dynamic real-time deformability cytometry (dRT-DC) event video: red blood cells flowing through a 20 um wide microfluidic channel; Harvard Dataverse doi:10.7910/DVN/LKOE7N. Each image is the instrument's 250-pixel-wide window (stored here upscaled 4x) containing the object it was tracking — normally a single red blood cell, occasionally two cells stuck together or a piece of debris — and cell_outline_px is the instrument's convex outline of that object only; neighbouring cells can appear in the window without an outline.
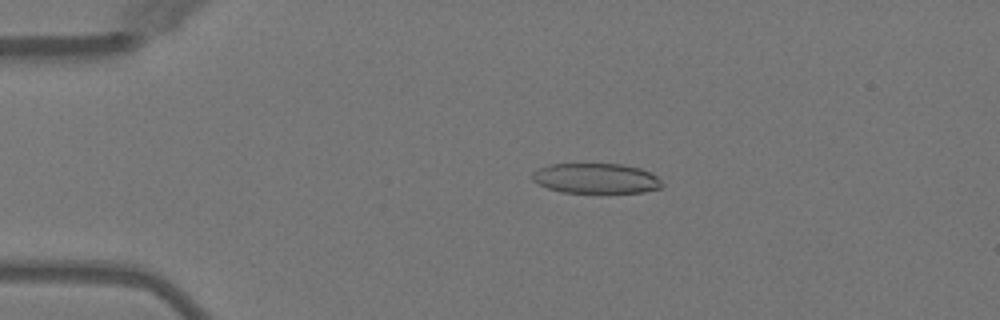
{"species": "Egyptian fruit bat (a non-hibernating species)", "species_latin": "Rousettus aegyptiacus", "temperature_condition": "warm", "stored_images_in_passage": 49, "camera_frame_rate_fps": 3000, "um_per_image_px": 0.085, "animal": {"sex": "female"}, "frame": {"image": 1, "passage_image": 9, "time_ms": 2.667, "image_size_px": [1000, 320], "cell_outline_px": [[664, 184], [660, 188], [644, 192], [560, 192], [548, 188], [532, 180], [532, 172], [540, 168], [552, 164], [624, 164], [640, 168], [656, 176]], "centroid_in_image_um": [50.66, 15.16], "position_along_channel_um": 34.3, "area_um2": 22.6}}
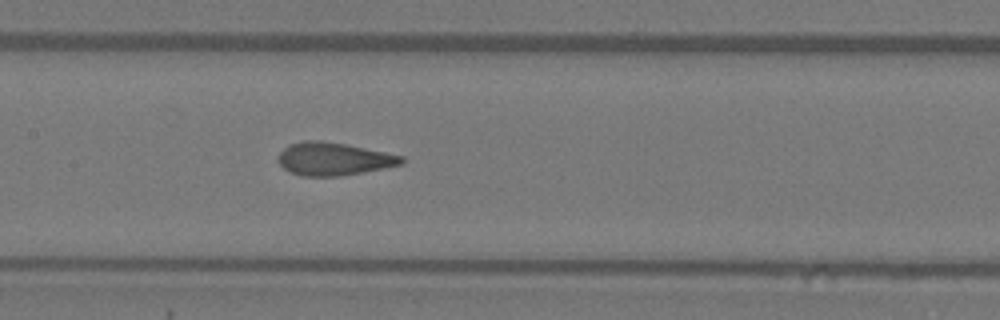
{"frame": {"image": 2, "passage_image": 23, "time_ms": 7.333, "image_size_px": [1000, 320], "cell_outline_px": [[408, 160], [404, 164], [384, 168], [340, 176], [300, 176], [284, 168], [280, 164], [280, 152], [288, 144], [304, 140], [320, 140], [344, 144], [404, 156]], "centroid_in_image_um": [28.4, 13.51], "position_along_channel_um": 179.0, "area_um2": 23.52}}
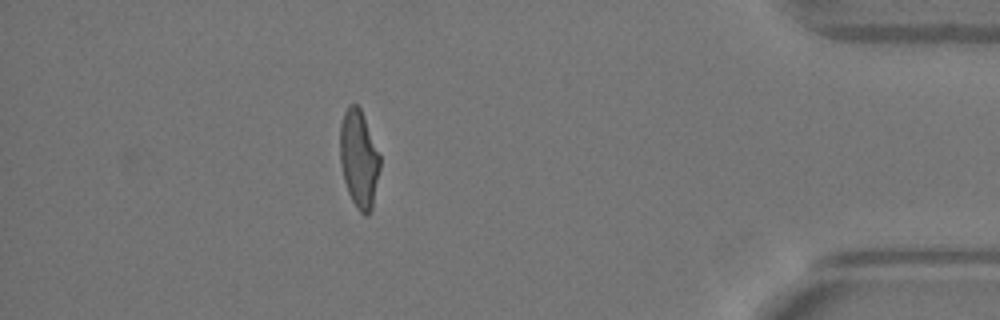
{"frame": {"image": 3, "passage_image": 43, "time_ms": 14.0, "image_size_px": [1000, 320], "cell_outline_px": [[380, 168], [372, 208], [368, 216], [364, 216], [356, 208], [348, 192], [344, 180], [340, 164], [340, 124], [344, 112], [348, 104], [356, 104], [360, 108], [380, 156]], "centroid_in_image_um": [30.5, 13.53], "position_along_channel_um": 404.7, "area_um2": 22.72}, "authors_computed_cell_mechanics": {"area_um2": 23.698, "velocity_mm_per_s": 4.0488, "shape_relaxation_time_tau1_ms": 10.5995, "shape_relaxation_time_tau2_ms": 0.7673, "deformation_change_tau1": 0.28, "deformation_change_tau2": 0.0802}}